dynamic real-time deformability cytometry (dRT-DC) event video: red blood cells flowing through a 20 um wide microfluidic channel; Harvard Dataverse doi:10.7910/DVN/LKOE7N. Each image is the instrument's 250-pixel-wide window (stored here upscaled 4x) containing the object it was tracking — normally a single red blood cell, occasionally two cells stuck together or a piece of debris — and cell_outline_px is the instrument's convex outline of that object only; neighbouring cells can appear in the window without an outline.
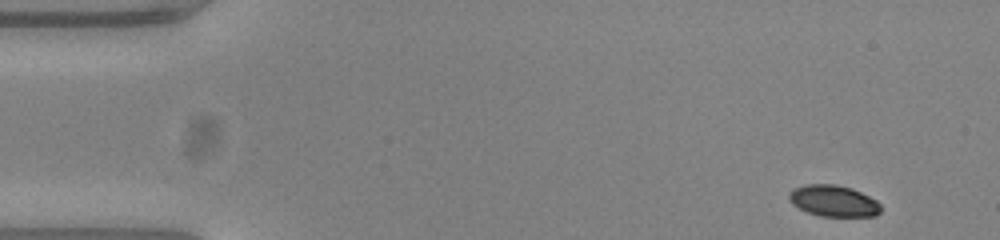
{"species": "common noctule bat (a hibernating species)", "species_latin": "Nyctalus noctula", "temperature_condition": "warm", "stored_images_in_passage": 51, "camera_frame_rate_fps": 3000, "um_per_image_px": 0.085, "animal": {"sex": "female", "body_mass_g": 23.0, "forearm_length_mm": 53.4}, "frame": {"image": 1, "passage_image": 1, "time_ms": 0.0, "image_size_px": [1000, 240], "cell_outline_px": [[880, 212], [876, 216], [820, 216], [808, 212], [792, 204], [788, 200], [788, 192], [792, 188], [804, 184], [836, 184], [852, 188], [876, 200], [880, 204]], "centroid_in_image_um": [70.81, 17.06], "position_along_channel_um": 14.2, "area_um2": 16.88}}
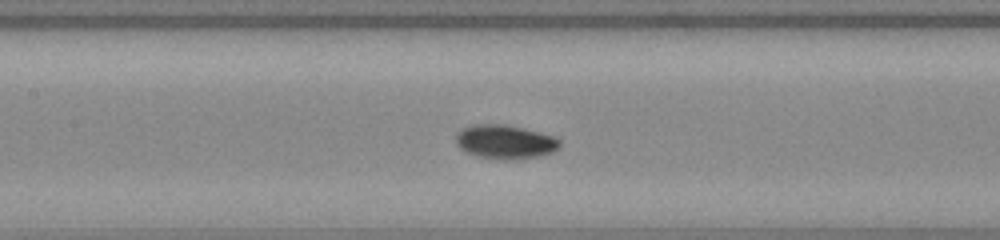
{"frame": {"image": 2, "passage_image": 22, "time_ms": 7.0, "image_size_px": [1000, 240], "cell_outline_px": [[560, 148], [552, 152], [536, 156], [516, 160], [504, 160], [476, 156], [460, 148], [456, 144], [456, 136], [464, 128], [472, 124], [504, 124], [552, 136], [560, 140]], "centroid_in_image_um": [42.92, 12.07], "position_along_channel_um": 164.5, "area_um2": 20.29}}
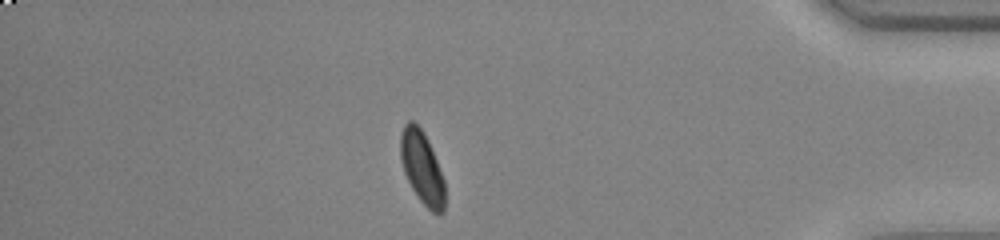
{"frame": {"image": 3, "passage_image": 44, "time_ms": 14.333, "image_size_px": [1000, 240], "cell_outline_px": [[444, 212], [432, 212], [420, 200], [412, 188], [404, 172], [400, 156], [400, 136], [404, 124], [408, 120], [412, 120], [424, 132], [436, 160], [444, 180]], "centroid_in_image_um": [35.85, 14.21], "position_along_channel_um": 399.4, "area_um2": 18.44}, "authors_computed_cell_mechanics": {"area_um2": 18.6694, "velocity_mm_per_s": 3.7571, "shape_relaxation_time_tau1_ms": 2.0155, "shape_relaxation_time_tau2_ms": 8.7498, "deformation_change_tau1": 0.1087, "deformation_change_tau2": 0.088}}